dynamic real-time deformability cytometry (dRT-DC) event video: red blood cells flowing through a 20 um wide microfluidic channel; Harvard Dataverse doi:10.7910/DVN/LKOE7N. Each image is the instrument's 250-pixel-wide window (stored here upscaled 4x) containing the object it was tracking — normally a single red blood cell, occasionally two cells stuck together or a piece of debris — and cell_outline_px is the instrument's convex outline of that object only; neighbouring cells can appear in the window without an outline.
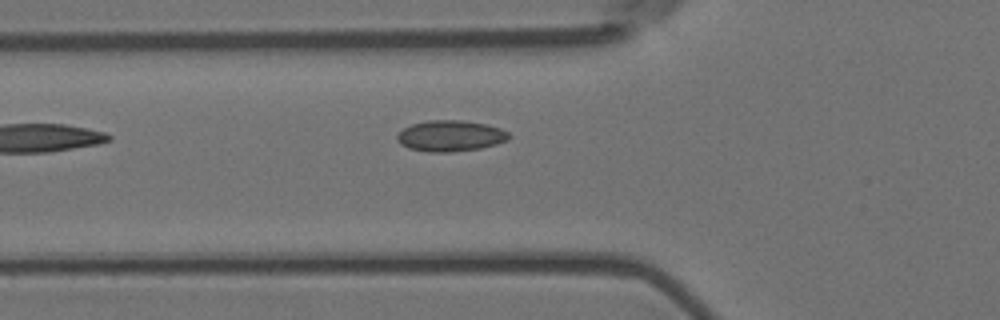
{"species": "Egyptian fruit bat (a non-hibernating species)", "species_latin": "Rousettus aegyptiacus", "temperature_condition": "room temperature", "stored_images_in_passage": 6, "camera_frame_rate_fps": 3000, "um_per_image_px": 0.085, "animal": {"sex": "female"}, "frame": {"image": 1, "passage_image": 6, "time_ms": 1.667, "image_size_px": [1000, 320], "cell_outline_px": [[508, 140], [496, 144], [480, 148], [452, 152], [428, 152], [408, 148], [400, 144], [396, 140], [396, 136], [404, 128], [412, 124], [428, 120], [460, 120], [484, 124], [500, 128], [508, 132]], "centroid_in_image_um": [38.25, 11.55], "position_along_channel_um": 87.6, "area_um2": 20.11}}